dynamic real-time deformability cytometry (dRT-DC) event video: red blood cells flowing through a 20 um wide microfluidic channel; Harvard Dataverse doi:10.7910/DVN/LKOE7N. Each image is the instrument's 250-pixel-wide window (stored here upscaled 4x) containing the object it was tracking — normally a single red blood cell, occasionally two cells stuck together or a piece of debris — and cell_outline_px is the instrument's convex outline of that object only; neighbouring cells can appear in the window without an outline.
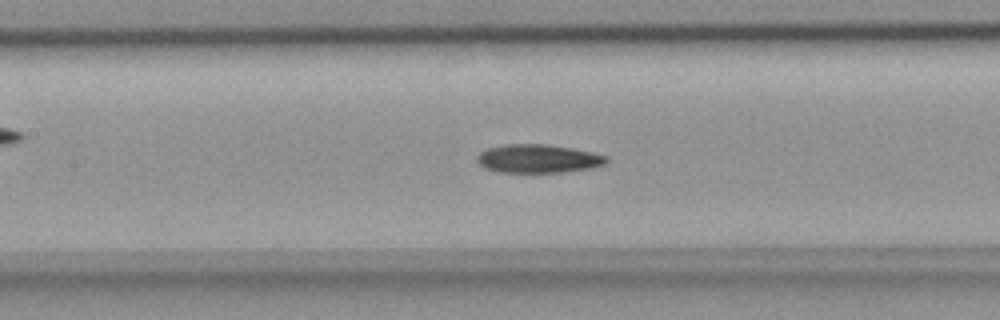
{"species": "common noctule bat (a hibernating species)", "species_latin": "Nyctalus noctula", "temperature_condition": "room temperature", "stored_images_in_passage": 53, "camera_frame_rate_fps": 3000, "um_per_image_px": 0.085, "animal": {"sex": "female", "body_mass_g": 18.4}, "frame": {"image": 1, "passage_image": 23, "time_ms": 7.333, "image_size_px": [1000, 320], "cell_outline_px": [[608, 160], [604, 164], [592, 168], [564, 172], [500, 172], [484, 168], [476, 160], [476, 156], [480, 152], [488, 148], [504, 144], [548, 144], [572, 148], [592, 152], [608, 156]], "centroid_in_image_um": [45.74, 13.48], "position_along_channel_um": 161.7, "area_um2": 21.56}}
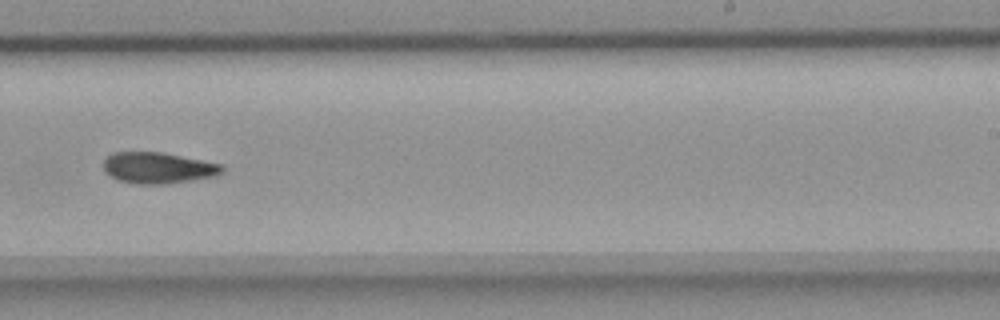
{"frame": {"image": 2, "passage_image": 32, "time_ms": 10.333, "image_size_px": [1000, 320], "cell_outline_px": [[224, 172], [216, 176], [164, 184], [136, 184], [116, 180], [104, 172], [104, 160], [112, 152], [160, 152], [220, 164], [224, 168]], "centroid_in_image_um": [13.39, 14.28], "position_along_channel_um": 275.6, "area_um2": 21.44}}
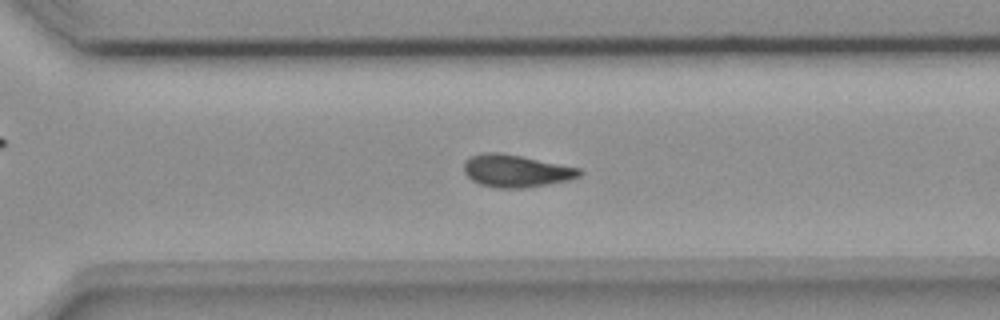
{"frame": {"image": 3, "passage_image": 36, "time_ms": 11.667, "image_size_px": [1000, 320], "cell_outline_px": [[584, 172], [580, 176], [568, 180], [548, 184], [524, 188], [496, 188], [480, 184], [472, 180], [464, 172], [464, 164], [472, 156], [484, 152], [496, 152], [520, 156], [580, 168]], "centroid_in_image_um": [43.88, 14.54], "position_along_channel_um": 326.7, "area_um2": 21.62}, "authors_computed_cell_mechanics": {"area_um2": 21.4438, "velocity_mm_per_s": 3.8199, "shape_relaxation_time_tau1_ms": 10.5509, "shape_relaxation_time_tau2_ms": null, "deformation_change_tau1": 0.205, "deformation_change_tau2": null}}